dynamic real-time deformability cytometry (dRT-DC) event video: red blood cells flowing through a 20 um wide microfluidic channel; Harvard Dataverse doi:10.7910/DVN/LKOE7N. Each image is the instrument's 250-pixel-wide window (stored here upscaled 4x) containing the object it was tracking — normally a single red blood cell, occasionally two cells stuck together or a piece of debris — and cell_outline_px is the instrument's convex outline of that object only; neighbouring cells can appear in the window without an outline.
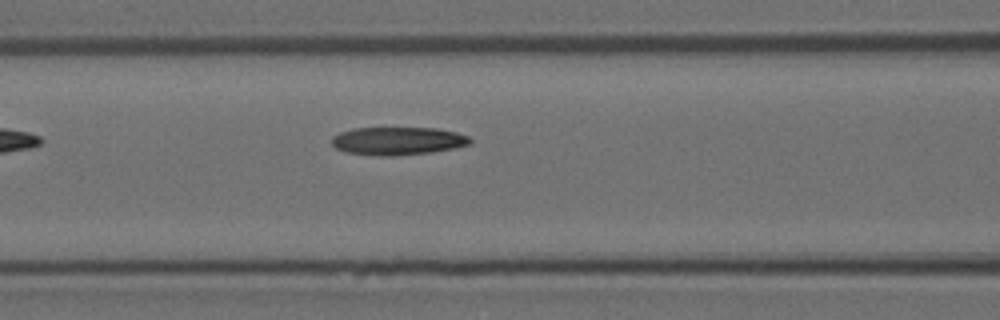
{"species": "Egyptian fruit bat (a non-hibernating species)", "species_latin": "Rousettus aegyptiacus", "temperature_condition": "room temperature", "stored_images_in_passage": 5, "camera_frame_rate_fps": 3000, "um_per_image_px": 0.085, "animal": {"sex": "female"}, "frame": {"image": 1, "passage_image": 5, "time_ms": 1.333, "image_size_px": [1000, 320], "cell_outline_px": [[472, 144], [456, 148], [432, 152], [392, 156], [380, 156], [348, 152], [336, 148], [332, 144], [332, 136], [340, 132], [352, 128], [436, 128], [456, 132], [468, 136], [472, 140]], "centroid_in_image_um": [33.84, 11.98], "position_along_channel_um": 132.8, "area_um2": 22.66}}